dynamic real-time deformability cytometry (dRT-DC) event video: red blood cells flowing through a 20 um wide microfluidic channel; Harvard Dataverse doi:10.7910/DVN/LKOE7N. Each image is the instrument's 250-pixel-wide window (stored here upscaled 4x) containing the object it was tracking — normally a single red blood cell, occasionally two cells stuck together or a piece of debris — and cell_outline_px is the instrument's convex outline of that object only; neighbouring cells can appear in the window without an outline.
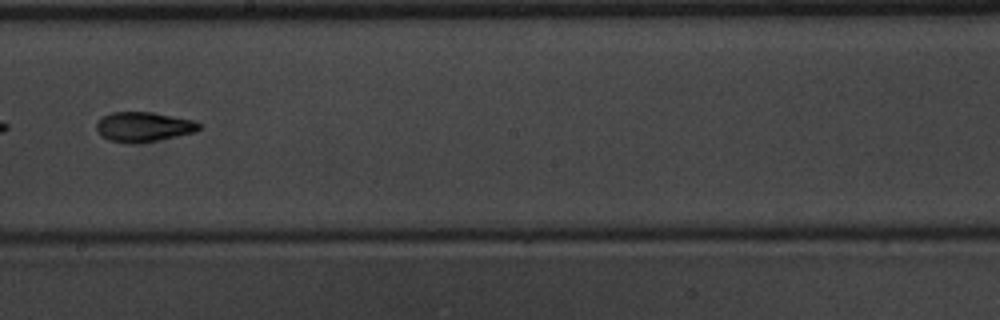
{"species": "common noctule bat (a hibernating species)", "species_latin": "Nyctalus noctula", "temperature_condition": "warm", "stored_images_in_passage": 50, "camera_frame_rate_fps": 3000, "um_per_image_px": 0.085, "animal": {"sex": "male", "body_mass_g": 20.1, "forearm_length_mm": 53.5}, "frame": {"image": 1, "passage_image": 29, "time_ms": 9.333, "image_size_px": [1000, 320], "cell_outline_px": [[200, 128], [196, 132], [156, 140], [108, 140], [100, 136], [96, 128], [96, 124], [104, 116], [112, 112], [152, 112], [192, 120], [200, 124]], "centroid_in_image_um": [12.21, 10.73], "position_along_channel_um": 236.0, "area_um2": 16.94}, "authors_computed_cell_mechanics": {"area_um2": 17.5712, "velocity_mm_per_s": 4.0268, "shape_relaxation_time_tau1_ms": 4.3285, "shape_relaxation_time_tau2_ms": 2.1368, "deformation_change_tau1": 0.1401, "deformation_change_tau2": 0.0973}}